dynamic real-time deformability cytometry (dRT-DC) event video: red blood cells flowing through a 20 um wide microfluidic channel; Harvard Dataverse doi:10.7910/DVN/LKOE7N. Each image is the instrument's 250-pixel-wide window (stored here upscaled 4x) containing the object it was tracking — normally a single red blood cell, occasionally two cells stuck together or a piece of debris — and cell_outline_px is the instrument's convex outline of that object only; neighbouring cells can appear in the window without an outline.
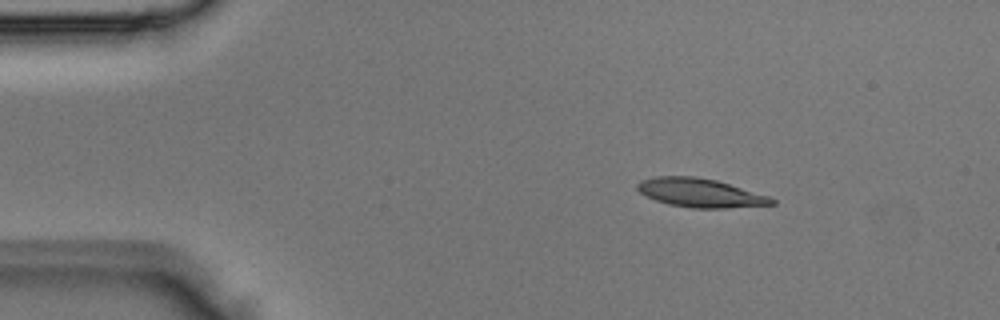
{"species": "Egyptian fruit bat (a non-hibernating species)", "species_latin": "Rousettus aegyptiacus", "temperature_condition": "room temperature", "stored_images_in_passage": 4, "camera_frame_rate_fps": 3000, "um_per_image_px": 0.085, "animal": {"sex": "male"}, "frame": {"image": 1, "passage_image": 2, "time_ms": 0.333, "image_size_px": [1000, 320], "cell_outline_px": [[776, 204], [724, 208], [692, 208], [668, 204], [656, 200], [640, 192], [636, 188], [636, 184], [640, 180], [656, 176], [696, 176], [716, 180], [768, 196], [776, 200]], "centroid_in_image_um": [59.49, 16.39], "position_along_channel_um": 25.5, "area_um2": 22.37}}
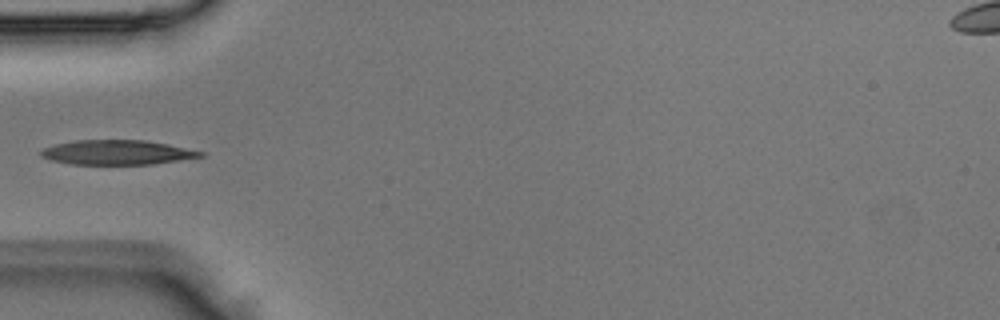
{"frame": {"image": 2, "passage_image": 4, "time_ms": 1.0, "image_size_px": [1000, 320], "cell_outline_px": [[204, 156], [180, 160], [152, 164], [72, 164], [52, 160], [40, 156], [40, 152], [44, 148], [56, 144], [76, 140], [144, 140], [168, 144], [204, 152]], "centroid_in_image_um": [9.96, 12.95], "position_along_channel_um": 75.0, "area_um2": 22.66}}